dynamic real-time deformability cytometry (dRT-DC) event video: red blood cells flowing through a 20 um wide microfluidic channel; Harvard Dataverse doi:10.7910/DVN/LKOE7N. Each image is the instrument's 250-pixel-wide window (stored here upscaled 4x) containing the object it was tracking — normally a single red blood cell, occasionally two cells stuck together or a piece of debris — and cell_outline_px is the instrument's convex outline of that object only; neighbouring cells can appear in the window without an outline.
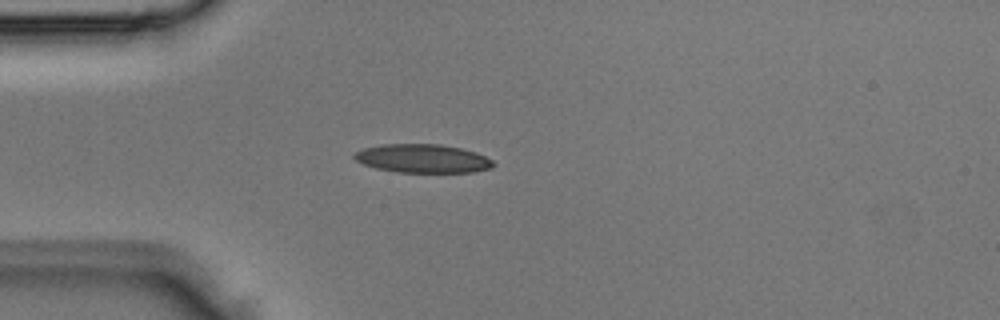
{"species": "Egyptian fruit bat (a non-hibernating species)", "species_latin": "Rousettus aegyptiacus", "temperature_condition": "room temperature", "stored_images_in_passage": 3, "camera_frame_rate_fps": 3000, "um_per_image_px": 0.085, "animal": {"sex": "male"}, "frame": {"image": 1, "passage_image": 3, "time_ms": 0.667, "image_size_px": [1000, 320], "cell_outline_px": [[496, 164], [492, 168], [472, 172], [396, 172], [376, 168], [364, 164], [356, 160], [352, 156], [356, 152], [364, 148], [380, 144], [440, 144], [460, 148], [476, 152], [492, 160]], "centroid_in_image_um": [35.93, 13.47], "position_along_channel_um": 49.1, "area_um2": 23.12}}